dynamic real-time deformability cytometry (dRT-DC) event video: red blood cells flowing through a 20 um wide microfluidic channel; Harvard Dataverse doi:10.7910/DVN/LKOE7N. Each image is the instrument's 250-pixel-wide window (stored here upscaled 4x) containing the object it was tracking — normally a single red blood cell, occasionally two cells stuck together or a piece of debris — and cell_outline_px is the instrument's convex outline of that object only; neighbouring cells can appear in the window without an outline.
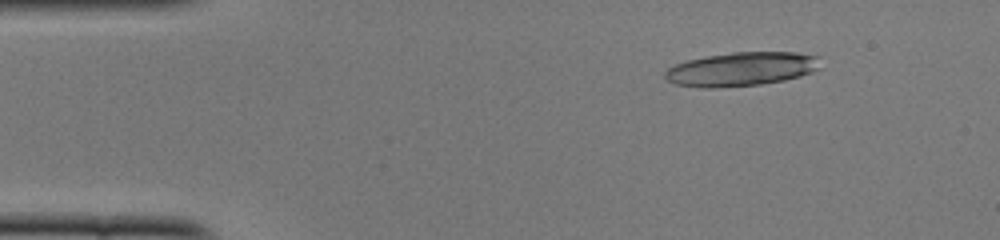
{"species": "common noctule bat (a hibernating species)", "species_latin": "Nyctalus noctula", "temperature_condition": "cold", "stored_images_in_passage": 9, "camera_frame_rate_fps": 3000, "um_per_image_px": 0.085, "animal": {"sex": "female", "body_mass_g": 22.0, "forearm_length_mm": 56.7}, "frame": {"image": 1, "passage_image": 3, "time_ms": 0.667, "image_size_px": [1000, 240], "cell_outline_px": [[820, 68], [812, 72], [800, 76], [784, 80], [760, 84], [716, 88], [704, 88], [676, 84], [668, 80], [664, 76], [664, 72], [668, 68], [676, 64], [688, 60], [704, 56], [732, 52], [796, 52], [820, 56]], "centroid_in_image_um": [63.04, 5.86], "position_along_channel_um": 22.0, "area_um2": 30.81}}